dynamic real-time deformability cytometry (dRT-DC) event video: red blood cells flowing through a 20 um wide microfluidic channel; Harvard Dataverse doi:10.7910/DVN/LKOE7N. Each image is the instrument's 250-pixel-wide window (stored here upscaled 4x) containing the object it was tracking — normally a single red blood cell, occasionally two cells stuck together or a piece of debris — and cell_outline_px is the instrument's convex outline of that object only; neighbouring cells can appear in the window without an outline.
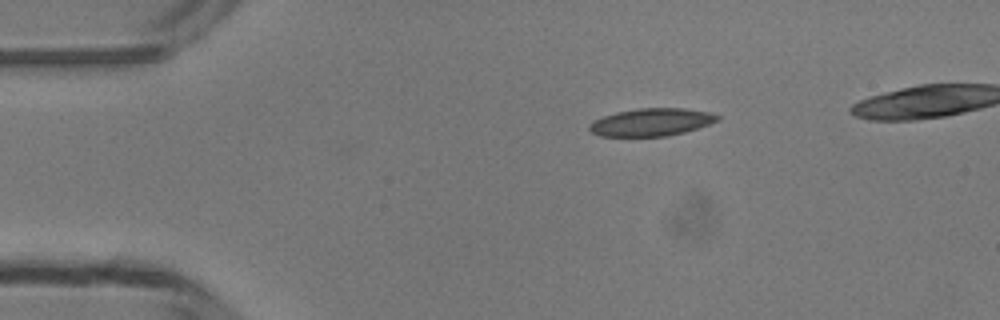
{"species": "common noctule bat (a hibernating species)", "species_latin": "Nyctalus noctula", "temperature_condition": "room temperature", "stored_images_in_passage": 39, "camera_frame_rate_fps": 3000, "um_per_image_px": 0.085, "animal": {"sex": "male", "body_mass_g": 13.3}, "frame": {"image": 1, "passage_image": 1, "time_ms": 0.0, "image_size_px": [1000, 320], "cell_outline_px": [[720, 116], [716, 120], [708, 124], [684, 132], [668, 136], [600, 136], [592, 132], [588, 128], [596, 120], [604, 116], [616, 112], [640, 108], [684, 108], [708, 112]], "centroid_in_image_um": [55.36, 10.38], "position_along_channel_um": 29.6, "area_um2": 20.23}}
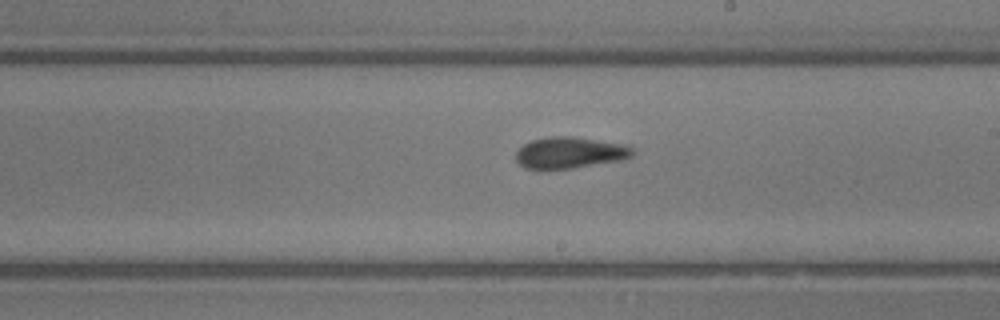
{"frame": {"image": 2, "passage_image": 20, "time_ms": 6.333, "image_size_px": [1000, 320], "cell_outline_px": [[636, 148], [632, 156], [620, 160], [572, 168], [524, 168], [516, 160], [516, 152], [524, 144], [532, 140], [548, 136], [572, 136], [628, 144]], "centroid_in_image_um": [48.49, 12.95], "position_along_channel_um": 240.5, "area_um2": 21.33}}
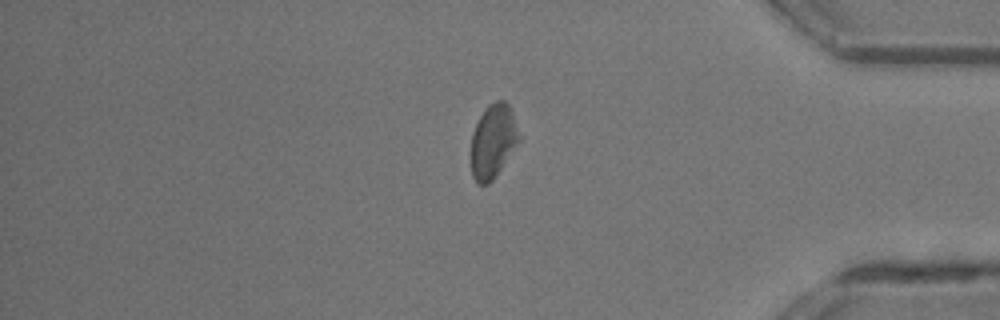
{"frame": {"image": 3, "passage_image": 33, "time_ms": 10.667, "image_size_px": [1000, 320], "cell_outline_px": [[520, 140], [492, 180], [488, 184], [476, 184], [472, 176], [472, 132], [480, 116], [488, 104], [496, 100], [504, 100], [508, 104], [512, 112], [520, 136]], "centroid_in_image_um": [41.91, 11.98], "position_along_channel_um": 393.3, "area_um2": 20.35}, "authors_computed_cell_mechanics": {"area_um2": 20.9236, "velocity_mm_per_s": 4.1817, "shape_relaxation_time_tau1_ms": null, "shape_relaxation_time_tau2_ms": 2.7589, "deformation_change_tau1": null, "deformation_change_tau2": 0.1068}}